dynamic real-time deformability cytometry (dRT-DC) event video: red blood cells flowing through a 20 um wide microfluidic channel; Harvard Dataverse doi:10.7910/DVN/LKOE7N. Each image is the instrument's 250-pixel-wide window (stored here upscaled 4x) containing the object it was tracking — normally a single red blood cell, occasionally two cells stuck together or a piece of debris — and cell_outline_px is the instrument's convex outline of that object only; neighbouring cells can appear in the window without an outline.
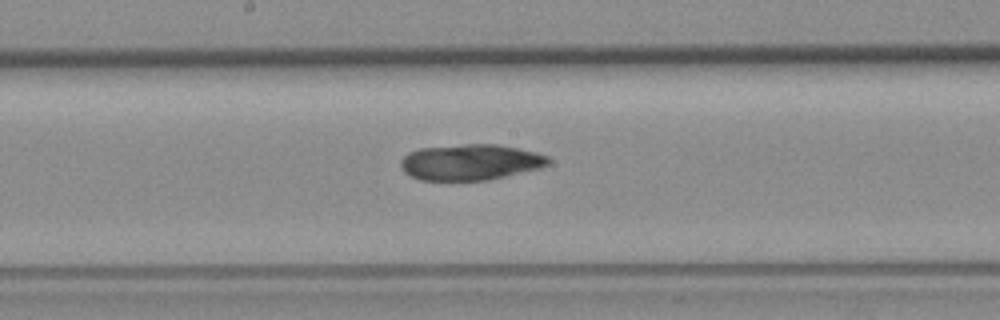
{"species": "common noctule bat (a hibernating species)", "species_latin": "Nyctalus noctula", "temperature_condition": "room temperature", "stored_images_in_passage": 24, "camera_frame_rate_fps": 3000, "um_per_image_px": 0.085, "animal": {"sex": "female", "body_mass_g": 19.3, "forearm_length_mm": 54.1}, "frame": {"image": 1, "passage_image": 13, "time_ms": 4.0, "image_size_px": [1000, 320], "cell_outline_px": [[552, 160], [548, 164], [540, 168], [488, 180], [420, 180], [404, 172], [400, 164], [400, 160], [408, 152], [420, 148], [464, 144], [496, 144], [536, 152], [548, 156]], "centroid_in_image_um": [39.98, 13.78], "position_along_channel_um": 208.2, "area_um2": 30.87}}
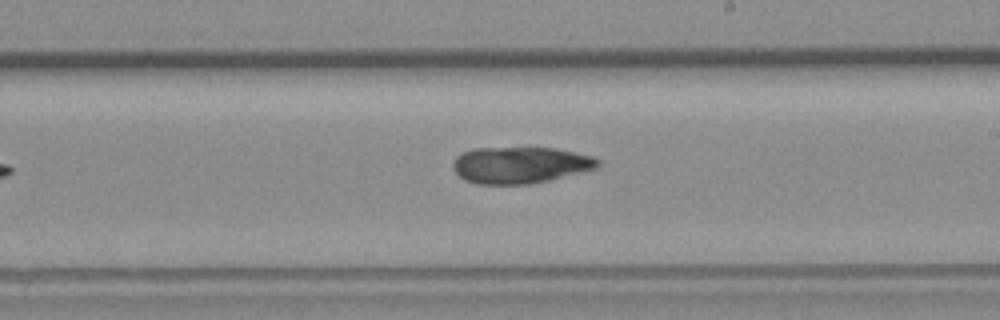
{"frame": {"image": 2, "passage_image": 16, "time_ms": 5.0, "image_size_px": [1000, 320], "cell_outline_px": [[600, 164], [596, 168], [548, 180], [528, 184], [476, 184], [464, 180], [452, 168], [452, 164], [456, 156], [472, 148], [556, 148], [592, 156], [600, 160]], "centroid_in_image_um": [44.19, 14.02], "position_along_channel_um": 244.8, "area_um2": 30.75}}
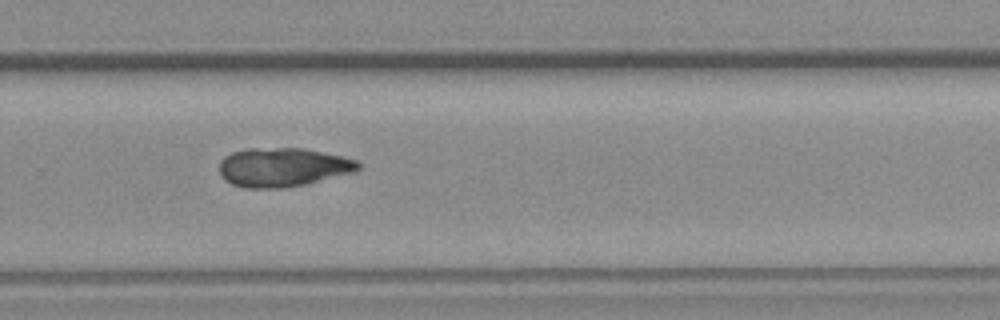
{"frame": {"image": 3, "passage_image": 21, "time_ms": 6.667, "image_size_px": [1000, 320], "cell_outline_px": [[360, 168], [356, 172], [304, 184], [284, 188], [244, 188], [232, 184], [224, 180], [220, 172], [220, 160], [224, 156], [232, 152], [248, 148], [304, 148], [344, 156], [356, 160], [360, 164]], "centroid_in_image_um": [24.04, 14.21], "position_along_channel_um": 305.8, "area_um2": 31.73}}